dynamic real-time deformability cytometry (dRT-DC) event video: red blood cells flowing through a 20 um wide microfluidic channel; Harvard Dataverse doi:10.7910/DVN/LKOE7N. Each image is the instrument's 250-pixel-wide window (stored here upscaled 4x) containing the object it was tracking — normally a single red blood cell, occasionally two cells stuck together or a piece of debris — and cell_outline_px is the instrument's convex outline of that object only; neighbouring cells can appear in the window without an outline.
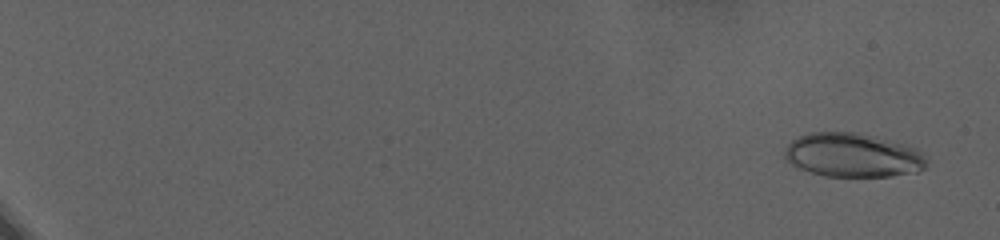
{"species": "human", "species_latin": "Homo sapiens", "temperature_condition": "warm", "stored_images_in_passage": 83, "camera_frame_rate_fps": 3000, "um_per_image_px": 0.085, "donor": {"sex": "female"}, "frame": {"image": 1, "passage_image": 5, "time_ms": 1.333, "image_size_px": [1000, 240], "cell_outline_px": [[924, 168], [916, 172], [892, 176], [824, 176], [800, 168], [792, 164], [784, 156], [784, 152], [788, 144], [792, 140], [800, 136], [812, 132], [848, 132], [900, 144], [916, 148], [920, 152], [924, 160]], "centroid_in_image_um": [72.42, 13.21], "position_along_channel_um": 12.6, "area_um2": 35.26}}
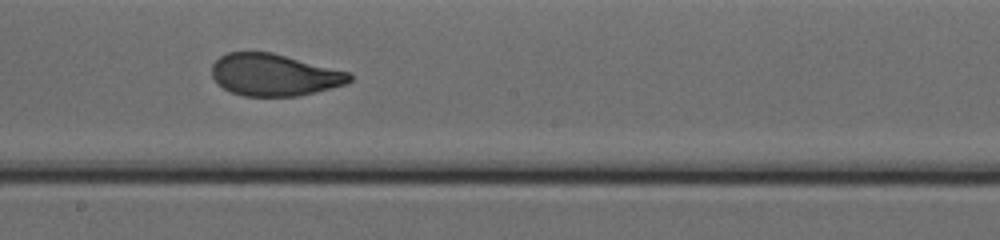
{"frame": {"image": 2, "passage_image": 54, "time_ms": 17.667, "image_size_px": [1000, 240], "cell_outline_px": [[352, 80], [348, 84], [296, 96], [244, 96], [232, 92], [224, 88], [212, 76], [212, 64], [220, 56], [228, 52], [272, 52], [348, 72], [352, 76]], "centroid_in_image_um": [23.31, 6.36], "position_along_channel_um": 224.9, "area_um2": 33.41}}
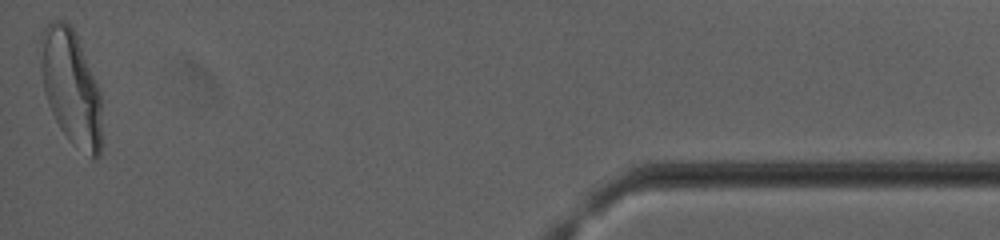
{"frame": {"image": 3, "passage_image": 83, "time_ms": 27.333, "image_size_px": [1000, 240], "cell_outline_px": [[100, 156], [96, 160], [92, 160], [72, 144], [60, 128], [48, 104], [44, 92], [40, 68], [40, 60], [44, 28], [52, 20], [64, 20], [76, 32], [100, 92]], "centroid_in_image_um": [6.04, 7.45], "position_along_channel_um": 429.2, "area_um2": 40.75}, "authors_computed_cell_mechanics": {"area_um2": 34.5644, "velocity_mm_per_s": 2.7467, "shape_relaxation_time_tau1_ms": 7.8317, "shape_relaxation_time_tau2_ms": null, "deformation_change_tau1": 0.2128, "deformation_change_tau2": null}}